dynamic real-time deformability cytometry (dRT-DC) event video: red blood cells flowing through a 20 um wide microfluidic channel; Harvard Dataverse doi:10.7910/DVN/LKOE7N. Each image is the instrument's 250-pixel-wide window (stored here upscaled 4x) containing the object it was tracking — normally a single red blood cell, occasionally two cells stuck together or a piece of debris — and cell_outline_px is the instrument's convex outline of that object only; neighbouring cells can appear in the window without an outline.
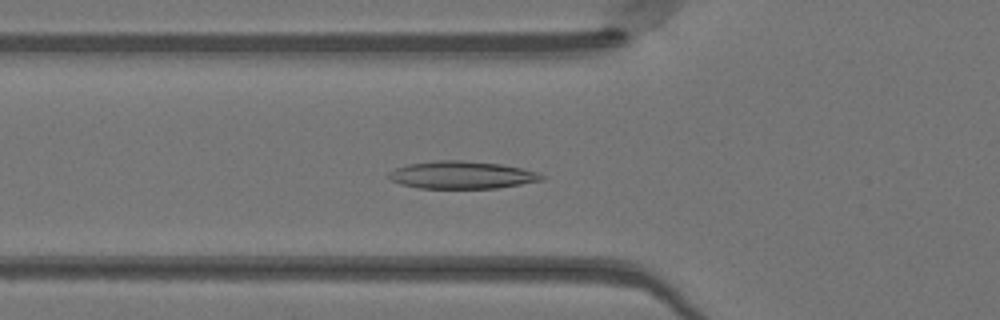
{"species": "Egyptian fruit bat (a non-hibernating species)", "species_latin": "Rousettus aegyptiacus", "temperature_condition": "warm", "stored_images_in_passage": 43, "camera_frame_rate_fps": 3000, "um_per_image_px": 0.085, "animal": {"sex": "female"}, "frame": {"image": 1, "passage_image": 16, "time_ms": 5.0, "image_size_px": [1000, 320], "cell_outline_px": [[544, 180], [496, 188], [416, 188], [400, 184], [392, 180], [388, 176], [388, 172], [396, 168], [408, 164], [436, 160], [460, 160], [500, 164], [540, 172], [544, 176]], "centroid_in_image_um": [39.25, 14.87], "position_along_channel_um": 86.6, "area_um2": 24.51}}
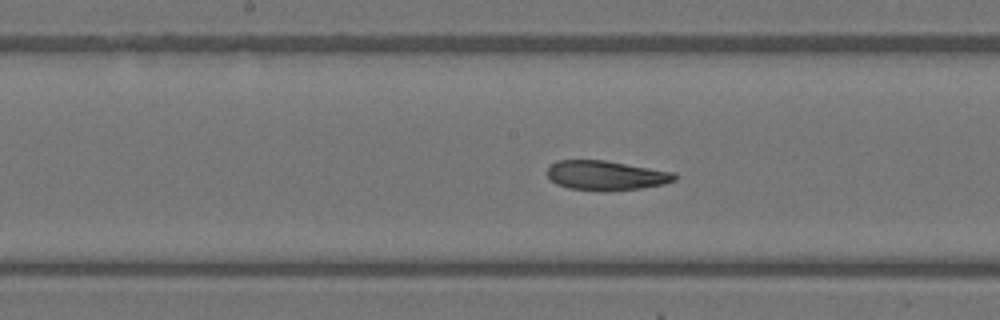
{"frame": {"image": 2, "passage_image": 24, "time_ms": 7.667, "image_size_px": [1000, 320], "cell_outline_px": [[676, 180], [664, 184], [640, 188], [608, 192], [604, 192], [568, 188], [556, 184], [544, 172], [552, 164], [560, 160], [604, 160], [676, 172]], "centroid_in_image_um": [51.52, 14.92], "position_along_channel_um": 196.7, "area_um2": 22.2}}
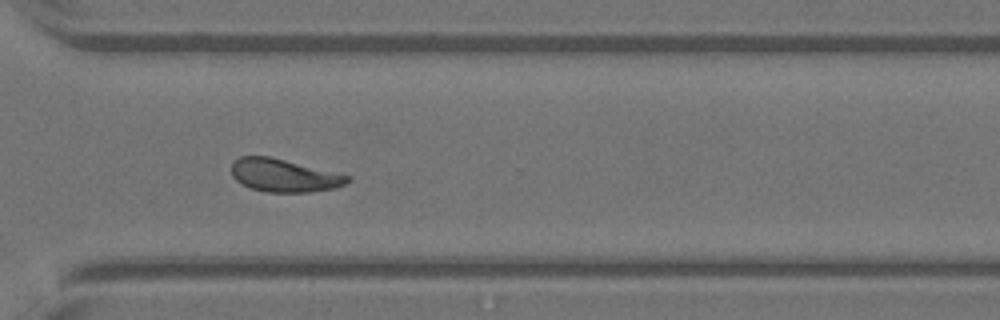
{"frame": {"image": 3, "passage_image": 35, "time_ms": 11.333, "image_size_px": [1000, 320], "cell_outline_px": [[352, 180], [336, 188], [308, 192], [264, 192], [252, 188], [236, 180], [232, 176], [232, 160], [240, 156], [268, 156], [352, 176]], "centroid_in_image_um": [24.15, 14.91], "position_along_channel_um": 346.5, "area_um2": 22.2}, "authors_computed_cell_mechanics": {"area_um2": 22.8888, "velocity_mm_per_s": 4.105, "shape_relaxation_time_tau1_ms": null, "shape_relaxation_time_tau2_ms": 3.8289, "deformation_change_tau1": null, "deformation_change_tau2": 0.0584}}